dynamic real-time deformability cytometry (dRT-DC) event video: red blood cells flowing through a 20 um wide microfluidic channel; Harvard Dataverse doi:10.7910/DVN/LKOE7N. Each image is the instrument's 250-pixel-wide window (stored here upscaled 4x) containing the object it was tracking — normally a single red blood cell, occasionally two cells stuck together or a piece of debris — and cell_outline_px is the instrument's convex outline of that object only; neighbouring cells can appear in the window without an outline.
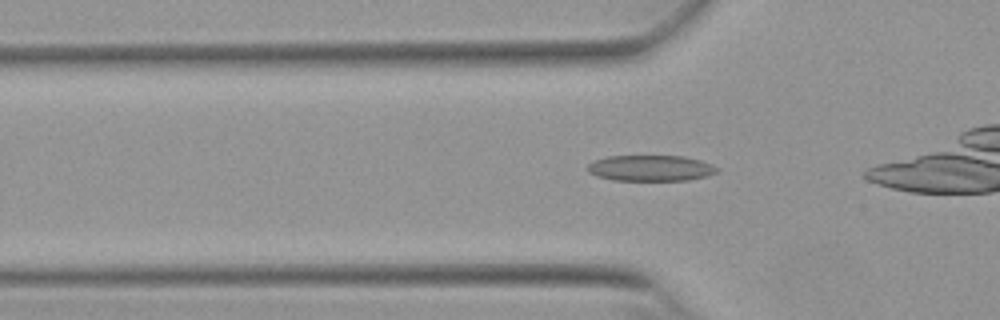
{"species": "Egyptian fruit bat (a non-hibernating species)", "species_latin": "Rousettus aegyptiacus", "temperature_condition": "warm", "stored_images_in_passage": 30, "camera_frame_rate_fps": 3000, "um_per_image_px": 0.085, "animal": {"sex": "female"}, "frame": {"image": 1, "passage_image": 5, "time_ms": 1.333, "image_size_px": [1000, 320], "cell_outline_px": [[720, 168], [716, 172], [708, 176], [688, 180], [612, 180], [596, 176], [588, 172], [588, 164], [596, 160], [608, 156], [684, 156], [700, 160], [712, 164]], "centroid_in_image_um": [55.33, 14.29], "position_along_channel_um": 70.5, "area_um2": 19.54}}
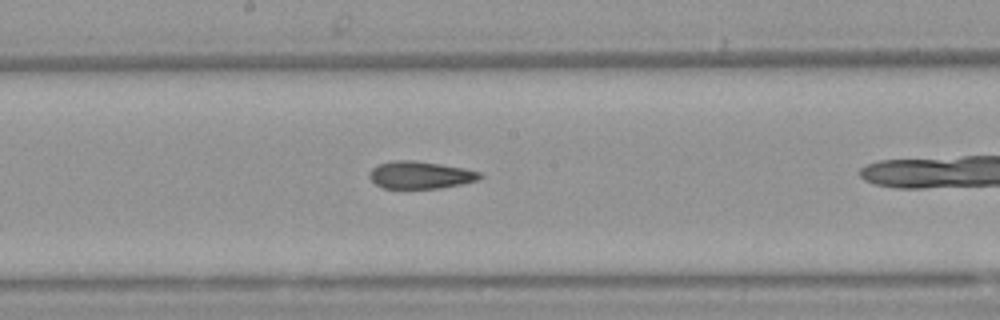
{"frame": {"image": 2, "passage_image": 16, "time_ms": 5.0, "image_size_px": [1000, 320], "cell_outline_px": [[484, 176], [480, 180], [440, 188], [384, 188], [376, 184], [368, 176], [368, 172], [376, 164], [392, 160], [412, 160], [440, 164], [464, 168], [480, 172]], "centroid_in_image_um": [35.71, 14.86], "position_along_channel_um": 212.5, "area_um2": 17.74}}
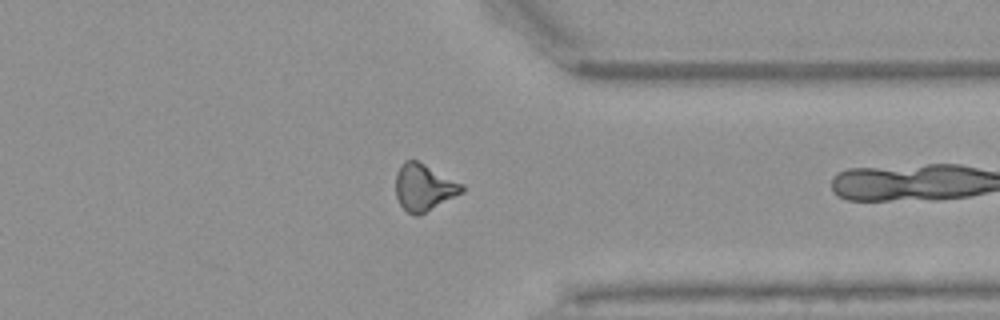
{"frame": {"image": 3, "passage_image": 29, "time_ms": 9.333, "image_size_px": [1000, 320], "cell_outline_px": [[464, 192], [420, 216], [416, 216], [408, 212], [400, 204], [396, 196], [396, 172], [404, 160], [416, 160], [464, 184]], "centroid_in_image_um": [36.04, 15.94], "position_along_channel_um": 375.4, "area_um2": 18.15}}